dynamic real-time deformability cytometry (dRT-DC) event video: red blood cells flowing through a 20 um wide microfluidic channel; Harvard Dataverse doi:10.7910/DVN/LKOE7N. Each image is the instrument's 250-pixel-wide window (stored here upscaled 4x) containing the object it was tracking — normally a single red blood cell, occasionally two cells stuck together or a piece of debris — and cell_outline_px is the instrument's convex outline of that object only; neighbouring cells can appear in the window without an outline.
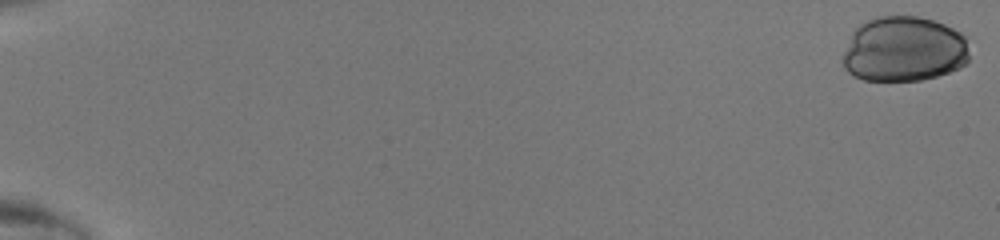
{"species": "human", "species_latin": "Homo sapiens", "temperature_condition": "room temperature", "stored_images_in_passage": 48, "camera_frame_rate_fps": 3000, "um_per_image_px": 0.085, "donor": {"sex": "male"}, "frame": {"image": 1, "passage_image": 1, "time_ms": 0.0, "image_size_px": [1000, 240], "cell_outline_px": [[968, 60], [960, 68], [936, 76], [920, 80], [864, 80], [848, 72], [844, 68], [844, 52], [852, 32], [860, 24], [876, 16], [916, 16], [932, 20], [944, 24], [960, 32], [964, 36], [968, 52]], "centroid_in_image_um": [76.83, 4.18], "position_along_channel_um": 8.2, "area_um2": 47.92}}
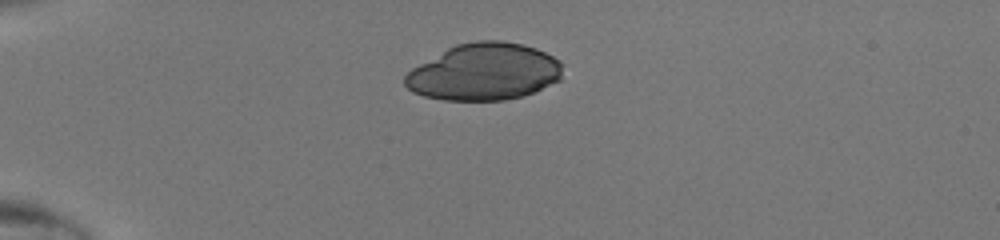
{"frame": {"image": 2, "passage_image": 14, "time_ms": 4.333, "image_size_px": [1000, 240], "cell_outline_px": [[560, 80], [532, 92], [520, 96], [504, 100], [444, 100], [424, 96], [412, 92], [404, 84], [404, 76], [412, 68], [448, 48], [456, 44], [476, 40], [500, 40], [524, 44], [536, 48], [560, 60]], "centroid_in_image_um": [41.12, 6.1], "position_along_channel_um": 43.9, "area_um2": 52.08}}